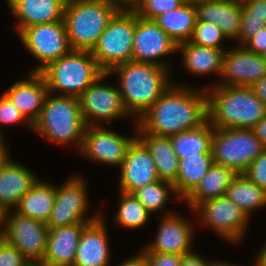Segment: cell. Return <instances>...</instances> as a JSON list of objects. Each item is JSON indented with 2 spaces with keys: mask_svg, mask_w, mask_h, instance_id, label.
I'll list each match as a JSON object with an SVG mask.
<instances>
[{
  "mask_svg": "<svg viewBox=\"0 0 266 266\" xmlns=\"http://www.w3.org/2000/svg\"><path fill=\"white\" fill-rule=\"evenodd\" d=\"M208 121L213 127L251 129L266 116V105L250 86L212 84L205 88Z\"/></svg>",
  "mask_w": 266,
  "mask_h": 266,
  "instance_id": "3",
  "label": "cell"
},
{
  "mask_svg": "<svg viewBox=\"0 0 266 266\" xmlns=\"http://www.w3.org/2000/svg\"><path fill=\"white\" fill-rule=\"evenodd\" d=\"M54 201L55 185L39 179L20 199L14 211L21 216L47 223Z\"/></svg>",
  "mask_w": 266,
  "mask_h": 266,
  "instance_id": "29",
  "label": "cell"
},
{
  "mask_svg": "<svg viewBox=\"0 0 266 266\" xmlns=\"http://www.w3.org/2000/svg\"><path fill=\"white\" fill-rule=\"evenodd\" d=\"M136 138L120 135L102 125L86 126L79 154L95 162L120 167Z\"/></svg>",
  "mask_w": 266,
  "mask_h": 266,
  "instance_id": "15",
  "label": "cell"
},
{
  "mask_svg": "<svg viewBox=\"0 0 266 266\" xmlns=\"http://www.w3.org/2000/svg\"><path fill=\"white\" fill-rule=\"evenodd\" d=\"M38 180L33 171L8 156L0 167V206L6 211L14 210Z\"/></svg>",
  "mask_w": 266,
  "mask_h": 266,
  "instance_id": "21",
  "label": "cell"
},
{
  "mask_svg": "<svg viewBox=\"0 0 266 266\" xmlns=\"http://www.w3.org/2000/svg\"><path fill=\"white\" fill-rule=\"evenodd\" d=\"M196 21L211 22L217 25L228 40H237L242 21L241 0L194 3Z\"/></svg>",
  "mask_w": 266,
  "mask_h": 266,
  "instance_id": "24",
  "label": "cell"
},
{
  "mask_svg": "<svg viewBox=\"0 0 266 266\" xmlns=\"http://www.w3.org/2000/svg\"><path fill=\"white\" fill-rule=\"evenodd\" d=\"M242 21L237 45L242 46L250 37L266 27V0H241Z\"/></svg>",
  "mask_w": 266,
  "mask_h": 266,
  "instance_id": "34",
  "label": "cell"
},
{
  "mask_svg": "<svg viewBox=\"0 0 266 266\" xmlns=\"http://www.w3.org/2000/svg\"><path fill=\"white\" fill-rule=\"evenodd\" d=\"M186 0H138L131 8L141 18L153 20L161 13L179 8Z\"/></svg>",
  "mask_w": 266,
  "mask_h": 266,
  "instance_id": "37",
  "label": "cell"
},
{
  "mask_svg": "<svg viewBox=\"0 0 266 266\" xmlns=\"http://www.w3.org/2000/svg\"><path fill=\"white\" fill-rule=\"evenodd\" d=\"M6 212L7 211L0 206V232H4Z\"/></svg>",
  "mask_w": 266,
  "mask_h": 266,
  "instance_id": "48",
  "label": "cell"
},
{
  "mask_svg": "<svg viewBox=\"0 0 266 266\" xmlns=\"http://www.w3.org/2000/svg\"><path fill=\"white\" fill-rule=\"evenodd\" d=\"M153 20L177 44L190 41L196 23L195 5L186 0L179 8L161 13Z\"/></svg>",
  "mask_w": 266,
  "mask_h": 266,
  "instance_id": "28",
  "label": "cell"
},
{
  "mask_svg": "<svg viewBox=\"0 0 266 266\" xmlns=\"http://www.w3.org/2000/svg\"><path fill=\"white\" fill-rule=\"evenodd\" d=\"M177 45L154 20L141 18L136 13L132 61L154 64L169 69L171 65H168L169 62L162 58L177 53Z\"/></svg>",
  "mask_w": 266,
  "mask_h": 266,
  "instance_id": "14",
  "label": "cell"
},
{
  "mask_svg": "<svg viewBox=\"0 0 266 266\" xmlns=\"http://www.w3.org/2000/svg\"><path fill=\"white\" fill-rule=\"evenodd\" d=\"M226 196L249 218L254 214V210L266 206V191L251 182L244 173L237 174L233 178L227 188Z\"/></svg>",
  "mask_w": 266,
  "mask_h": 266,
  "instance_id": "32",
  "label": "cell"
},
{
  "mask_svg": "<svg viewBox=\"0 0 266 266\" xmlns=\"http://www.w3.org/2000/svg\"><path fill=\"white\" fill-rule=\"evenodd\" d=\"M224 39L226 40L228 37L217 25L211 22L196 21L190 42L200 46L224 50L222 47Z\"/></svg>",
  "mask_w": 266,
  "mask_h": 266,
  "instance_id": "36",
  "label": "cell"
},
{
  "mask_svg": "<svg viewBox=\"0 0 266 266\" xmlns=\"http://www.w3.org/2000/svg\"><path fill=\"white\" fill-rule=\"evenodd\" d=\"M236 175L233 169L213 163L201 183L184 201L192 211L206 200L225 196L227 188Z\"/></svg>",
  "mask_w": 266,
  "mask_h": 266,
  "instance_id": "27",
  "label": "cell"
},
{
  "mask_svg": "<svg viewBox=\"0 0 266 266\" xmlns=\"http://www.w3.org/2000/svg\"><path fill=\"white\" fill-rule=\"evenodd\" d=\"M12 211L6 212L5 241L21 251L31 263H40L47 248V224Z\"/></svg>",
  "mask_w": 266,
  "mask_h": 266,
  "instance_id": "13",
  "label": "cell"
},
{
  "mask_svg": "<svg viewBox=\"0 0 266 266\" xmlns=\"http://www.w3.org/2000/svg\"><path fill=\"white\" fill-rule=\"evenodd\" d=\"M18 36L29 53L40 62L29 72H40L72 51L64 20L24 28Z\"/></svg>",
  "mask_w": 266,
  "mask_h": 266,
  "instance_id": "9",
  "label": "cell"
},
{
  "mask_svg": "<svg viewBox=\"0 0 266 266\" xmlns=\"http://www.w3.org/2000/svg\"><path fill=\"white\" fill-rule=\"evenodd\" d=\"M119 194L120 201L113 218L116 226L132 230L147 225L151 213L144 205L131 193Z\"/></svg>",
  "mask_w": 266,
  "mask_h": 266,
  "instance_id": "33",
  "label": "cell"
},
{
  "mask_svg": "<svg viewBox=\"0 0 266 266\" xmlns=\"http://www.w3.org/2000/svg\"><path fill=\"white\" fill-rule=\"evenodd\" d=\"M108 73L117 76L124 107L133 121L139 120L173 84L169 69L149 63H121Z\"/></svg>",
  "mask_w": 266,
  "mask_h": 266,
  "instance_id": "2",
  "label": "cell"
},
{
  "mask_svg": "<svg viewBox=\"0 0 266 266\" xmlns=\"http://www.w3.org/2000/svg\"><path fill=\"white\" fill-rule=\"evenodd\" d=\"M170 192L176 196L177 200H181L176 194L173 183L164 180H158L154 183L145 185L136 189L132 194L152 214L166 207V203L170 201Z\"/></svg>",
  "mask_w": 266,
  "mask_h": 266,
  "instance_id": "35",
  "label": "cell"
},
{
  "mask_svg": "<svg viewBox=\"0 0 266 266\" xmlns=\"http://www.w3.org/2000/svg\"><path fill=\"white\" fill-rule=\"evenodd\" d=\"M242 46L250 52L263 55L266 52V27L258 30Z\"/></svg>",
  "mask_w": 266,
  "mask_h": 266,
  "instance_id": "42",
  "label": "cell"
},
{
  "mask_svg": "<svg viewBox=\"0 0 266 266\" xmlns=\"http://www.w3.org/2000/svg\"><path fill=\"white\" fill-rule=\"evenodd\" d=\"M39 73L45 79L49 93L59 90V95L78 98L104 71L90 51L72 50Z\"/></svg>",
  "mask_w": 266,
  "mask_h": 266,
  "instance_id": "6",
  "label": "cell"
},
{
  "mask_svg": "<svg viewBox=\"0 0 266 266\" xmlns=\"http://www.w3.org/2000/svg\"><path fill=\"white\" fill-rule=\"evenodd\" d=\"M31 266H47L42 263H32Z\"/></svg>",
  "mask_w": 266,
  "mask_h": 266,
  "instance_id": "55",
  "label": "cell"
},
{
  "mask_svg": "<svg viewBox=\"0 0 266 266\" xmlns=\"http://www.w3.org/2000/svg\"><path fill=\"white\" fill-rule=\"evenodd\" d=\"M254 262V266H266V244L262 247Z\"/></svg>",
  "mask_w": 266,
  "mask_h": 266,
  "instance_id": "47",
  "label": "cell"
},
{
  "mask_svg": "<svg viewBox=\"0 0 266 266\" xmlns=\"http://www.w3.org/2000/svg\"><path fill=\"white\" fill-rule=\"evenodd\" d=\"M138 0H118L122 7H132Z\"/></svg>",
  "mask_w": 266,
  "mask_h": 266,
  "instance_id": "50",
  "label": "cell"
},
{
  "mask_svg": "<svg viewBox=\"0 0 266 266\" xmlns=\"http://www.w3.org/2000/svg\"><path fill=\"white\" fill-rule=\"evenodd\" d=\"M181 52L183 65L194 75L217 74L220 78L225 51L211 47L200 46L186 41L177 45Z\"/></svg>",
  "mask_w": 266,
  "mask_h": 266,
  "instance_id": "25",
  "label": "cell"
},
{
  "mask_svg": "<svg viewBox=\"0 0 266 266\" xmlns=\"http://www.w3.org/2000/svg\"><path fill=\"white\" fill-rule=\"evenodd\" d=\"M107 76L111 75L104 72L78 97L86 126H100L102 121L107 123L130 116L124 107L118 85L102 82Z\"/></svg>",
  "mask_w": 266,
  "mask_h": 266,
  "instance_id": "11",
  "label": "cell"
},
{
  "mask_svg": "<svg viewBox=\"0 0 266 266\" xmlns=\"http://www.w3.org/2000/svg\"><path fill=\"white\" fill-rule=\"evenodd\" d=\"M197 219L223 239L234 243L243 240L250 218L226 195L206 200L194 210Z\"/></svg>",
  "mask_w": 266,
  "mask_h": 266,
  "instance_id": "12",
  "label": "cell"
},
{
  "mask_svg": "<svg viewBox=\"0 0 266 266\" xmlns=\"http://www.w3.org/2000/svg\"><path fill=\"white\" fill-rule=\"evenodd\" d=\"M31 264L21 251L4 240L0 246V266H31Z\"/></svg>",
  "mask_w": 266,
  "mask_h": 266,
  "instance_id": "40",
  "label": "cell"
},
{
  "mask_svg": "<svg viewBox=\"0 0 266 266\" xmlns=\"http://www.w3.org/2000/svg\"><path fill=\"white\" fill-rule=\"evenodd\" d=\"M27 74V79L15 81L3 93L33 125L39 117L45 98L49 92L45 79L39 72H28Z\"/></svg>",
  "mask_w": 266,
  "mask_h": 266,
  "instance_id": "20",
  "label": "cell"
},
{
  "mask_svg": "<svg viewBox=\"0 0 266 266\" xmlns=\"http://www.w3.org/2000/svg\"><path fill=\"white\" fill-rule=\"evenodd\" d=\"M214 127L207 120L198 128L180 132L170 136L173 149L179 159L185 156L212 153V137Z\"/></svg>",
  "mask_w": 266,
  "mask_h": 266,
  "instance_id": "31",
  "label": "cell"
},
{
  "mask_svg": "<svg viewBox=\"0 0 266 266\" xmlns=\"http://www.w3.org/2000/svg\"><path fill=\"white\" fill-rule=\"evenodd\" d=\"M244 174L251 182L266 191V148L252 161Z\"/></svg>",
  "mask_w": 266,
  "mask_h": 266,
  "instance_id": "39",
  "label": "cell"
},
{
  "mask_svg": "<svg viewBox=\"0 0 266 266\" xmlns=\"http://www.w3.org/2000/svg\"><path fill=\"white\" fill-rule=\"evenodd\" d=\"M264 150L251 129L214 127L211 152L215 164L244 173Z\"/></svg>",
  "mask_w": 266,
  "mask_h": 266,
  "instance_id": "8",
  "label": "cell"
},
{
  "mask_svg": "<svg viewBox=\"0 0 266 266\" xmlns=\"http://www.w3.org/2000/svg\"><path fill=\"white\" fill-rule=\"evenodd\" d=\"M121 8L118 0H67L63 20L72 50L91 51Z\"/></svg>",
  "mask_w": 266,
  "mask_h": 266,
  "instance_id": "4",
  "label": "cell"
},
{
  "mask_svg": "<svg viewBox=\"0 0 266 266\" xmlns=\"http://www.w3.org/2000/svg\"><path fill=\"white\" fill-rule=\"evenodd\" d=\"M172 84L134 125L137 133L171 136L200 127L208 120L205 87Z\"/></svg>",
  "mask_w": 266,
  "mask_h": 266,
  "instance_id": "1",
  "label": "cell"
},
{
  "mask_svg": "<svg viewBox=\"0 0 266 266\" xmlns=\"http://www.w3.org/2000/svg\"><path fill=\"white\" fill-rule=\"evenodd\" d=\"M120 168V192L133 193L159 180L156 165L147 147L136 138L127 150Z\"/></svg>",
  "mask_w": 266,
  "mask_h": 266,
  "instance_id": "18",
  "label": "cell"
},
{
  "mask_svg": "<svg viewBox=\"0 0 266 266\" xmlns=\"http://www.w3.org/2000/svg\"><path fill=\"white\" fill-rule=\"evenodd\" d=\"M217 266H237V265H233V264H229V263H227V262H220Z\"/></svg>",
  "mask_w": 266,
  "mask_h": 266,
  "instance_id": "53",
  "label": "cell"
},
{
  "mask_svg": "<svg viewBox=\"0 0 266 266\" xmlns=\"http://www.w3.org/2000/svg\"><path fill=\"white\" fill-rule=\"evenodd\" d=\"M118 266H149L146 257L140 252L136 256H132L130 259H126Z\"/></svg>",
  "mask_w": 266,
  "mask_h": 266,
  "instance_id": "46",
  "label": "cell"
},
{
  "mask_svg": "<svg viewBox=\"0 0 266 266\" xmlns=\"http://www.w3.org/2000/svg\"><path fill=\"white\" fill-rule=\"evenodd\" d=\"M264 60L266 61V52L262 55Z\"/></svg>",
  "mask_w": 266,
  "mask_h": 266,
  "instance_id": "56",
  "label": "cell"
},
{
  "mask_svg": "<svg viewBox=\"0 0 266 266\" xmlns=\"http://www.w3.org/2000/svg\"><path fill=\"white\" fill-rule=\"evenodd\" d=\"M106 221L100 215L88 223L80 236L73 266H109L110 247Z\"/></svg>",
  "mask_w": 266,
  "mask_h": 266,
  "instance_id": "19",
  "label": "cell"
},
{
  "mask_svg": "<svg viewBox=\"0 0 266 266\" xmlns=\"http://www.w3.org/2000/svg\"><path fill=\"white\" fill-rule=\"evenodd\" d=\"M88 223L49 228L43 260L47 266H73L79 239Z\"/></svg>",
  "mask_w": 266,
  "mask_h": 266,
  "instance_id": "23",
  "label": "cell"
},
{
  "mask_svg": "<svg viewBox=\"0 0 266 266\" xmlns=\"http://www.w3.org/2000/svg\"><path fill=\"white\" fill-rule=\"evenodd\" d=\"M4 240H5V238H4V232H0V246L4 242Z\"/></svg>",
  "mask_w": 266,
  "mask_h": 266,
  "instance_id": "54",
  "label": "cell"
},
{
  "mask_svg": "<svg viewBox=\"0 0 266 266\" xmlns=\"http://www.w3.org/2000/svg\"><path fill=\"white\" fill-rule=\"evenodd\" d=\"M192 3H199V2H215V1H227V0H188Z\"/></svg>",
  "mask_w": 266,
  "mask_h": 266,
  "instance_id": "52",
  "label": "cell"
},
{
  "mask_svg": "<svg viewBox=\"0 0 266 266\" xmlns=\"http://www.w3.org/2000/svg\"><path fill=\"white\" fill-rule=\"evenodd\" d=\"M88 199L86 180L78 174L70 176L62 186L55 185L54 206L46 223L48 228L90 223L96 220L100 213L85 217L89 209Z\"/></svg>",
  "mask_w": 266,
  "mask_h": 266,
  "instance_id": "10",
  "label": "cell"
},
{
  "mask_svg": "<svg viewBox=\"0 0 266 266\" xmlns=\"http://www.w3.org/2000/svg\"><path fill=\"white\" fill-rule=\"evenodd\" d=\"M212 164V153L179 159V170L173 185L181 200L184 201L195 190Z\"/></svg>",
  "mask_w": 266,
  "mask_h": 266,
  "instance_id": "30",
  "label": "cell"
},
{
  "mask_svg": "<svg viewBox=\"0 0 266 266\" xmlns=\"http://www.w3.org/2000/svg\"><path fill=\"white\" fill-rule=\"evenodd\" d=\"M266 75V61L262 55L248 51L243 46H235L224 53L220 77L217 85L251 86Z\"/></svg>",
  "mask_w": 266,
  "mask_h": 266,
  "instance_id": "16",
  "label": "cell"
},
{
  "mask_svg": "<svg viewBox=\"0 0 266 266\" xmlns=\"http://www.w3.org/2000/svg\"><path fill=\"white\" fill-rule=\"evenodd\" d=\"M220 261H208L196 252L183 255L181 266H217Z\"/></svg>",
  "mask_w": 266,
  "mask_h": 266,
  "instance_id": "43",
  "label": "cell"
},
{
  "mask_svg": "<svg viewBox=\"0 0 266 266\" xmlns=\"http://www.w3.org/2000/svg\"><path fill=\"white\" fill-rule=\"evenodd\" d=\"M149 266H181L183 255L149 252L145 247L140 251Z\"/></svg>",
  "mask_w": 266,
  "mask_h": 266,
  "instance_id": "41",
  "label": "cell"
},
{
  "mask_svg": "<svg viewBox=\"0 0 266 266\" xmlns=\"http://www.w3.org/2000/svg\"><path fill=\"white\" fill-rule=\"evenodd\" d=\"M8 146L5 144L3 140L2 132H0V153H9Z\"/></svg>",
  "mask_w": 266,
  "mask_h": 266,
  "instance_id": "49",
  "label": "cell"
},
{
  "mask_svg": "<svg viewBox=\"0 0 266 266\" xmlns=\"http://www.w3.org/2000/svg\"><path fill=\"white\" fill-rule=\"evenodd\" d=\"M193 233V226L188 219L168 211L160 219L154 241L144 247L149 252L186 255L193 252Z\"/></svg>",
  "mask_w": 266,
  "mask_h": 266,
  "instance_id": "17",
  "label": "cell"
},
{
  "mask_svg": "<svg viewBox=\"0 0 266 266\" xmlns=\"http://www.w3.org/2000/svg\"><path fill=\"white\" fill-rule=\"evenodd\" d=\"M20 122L27 124V126L32 129V124L25 118L21 111L13 105L11 100L3 93L0 97V124L14 125Z\"/></svg>",
  "mask_w": 266,
  "mask_h": 266,
  "instance_id": "38",
  "label": "cell"
},
{
  "mask_svg": "<svg viewBox=\"0 0 266 266\" xmlns=\"http://www.w3.org/2000/svg\"><path fill=\"white\" fill-rule=\"evenodd\" d=\"M251 130L266 148V116L255 124Z\"/></svg>",
  "mask_w": 266,
  "mask_h": 266,
  "instance_id": "45",
  "label": "cell"
},
{
  "mask_svg": "<svg viewBox=\"0 0 266 266\" xmlns=\"http://www.w3.org/2000/svg\"><path fill=\"white\" fill-rule=\"evenodd\" d=\"M67 0H7V6L17 18L19 34L24 28L63 20Z\"/></svg>",
  "mask_w": 266,
  "mask_h": 266,
  "instance_id": "22",
  "label": "cell"
},
{
  "mask_svg": "<svg viewBox=\"0 0 266 266\" xmlns=\"http://www.w3.org/2000/svg\"><path fill=\"white\" fill-rule=\"evenodd\" d=\"M254 94L266 105V75L251 86Z\"/></svg>",
  "mask_w": 266,
  "mask_h": 266,
  "instance_id": "44",
  "label": "cell"
},
{
  "mask_svg": "<svg viewBox=\"0 0 266 266\" xmlns=\"http://www.w3.org/2000/svg\"><path fill=\"white\" fill-rule=\"evenodd\" d=\"M9 153H0V167L1 164L6 160V158L9 156Z\"/></svg>",
  "mask_w": 266,
  "mask_h": 266,
  "instance_id": "51",
  "label": "cell"
},
{
  "mask_svg": "<svg viewBox=\"0 0 266 266\" xmlns=\"http://www.w3.org/2000/svg\"><path fill=\"white\" fill-rule=\"evenodd\" d=\"M135 134L152 155L159 180L174 183L179 170V158L173 149L170 137L152 133L135 132Z\"/></svg>",
  "mask_w": 266,
  "mask_h": 266,
  "instance_id": "26",
  "label": "cell"
},
{
  "mask_svg": "<svg viewBox=\"0 0 266 266\" xmlns=\"http://www.w3.org/2000/svg\"><path fill=\"white\" fill-rule=\"evenodd\" d=\"M85 128L78 98L52 93L47 94L39 117L32 125L45 139L65 146L74 145L78 151Z\"/></svg>",
  "mask_w": 266,
  "mask_h": 266,
  "instance_id": "5",
  "label": "cell"
},
{
  "mask_svg": "<svg viewBox=\"0 0 266 266\" xmlns=\"http://www.w3.org/2000/svg\"><path fill=\"white\" fill-rule=\"evenodd\" d=\"M135 29L136 12L130 7H122L90 51L104 72H109L121 63L132 61Z\"/></svg>",
  "mask_w": 266,
  "mask_h": 266,
  "instance_id": "7",
  "label": "cell"
}]
</instances>
